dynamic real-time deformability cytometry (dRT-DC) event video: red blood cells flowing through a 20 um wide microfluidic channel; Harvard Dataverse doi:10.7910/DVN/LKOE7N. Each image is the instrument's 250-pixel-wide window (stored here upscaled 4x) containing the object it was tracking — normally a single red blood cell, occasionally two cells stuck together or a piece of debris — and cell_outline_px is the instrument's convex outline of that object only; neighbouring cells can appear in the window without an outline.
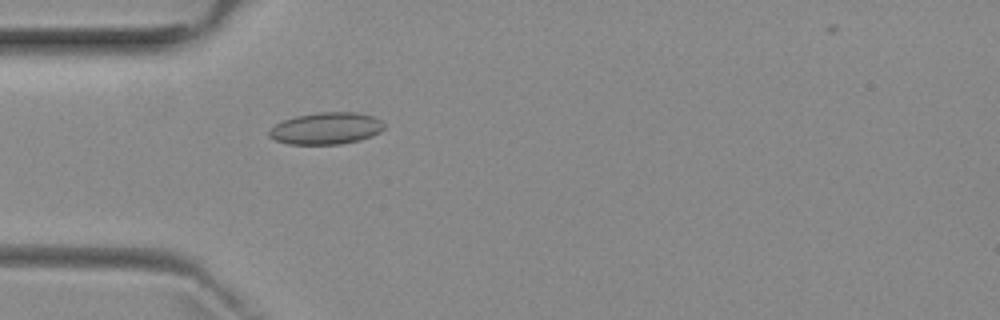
{"species": "common noctule bat (a hibernating species)", "species_latin": "Nyctalus noctula", "temperature_condition": "room temperature", "stored_images_in_passage": 3, "camera_frame_rate_fps": 3000, "um_per_image_px": 0.085, "animal": {"sex": "female", "body_mass_g": 29.2, "forearm_length_mm": 56.3}, "frame": {"image": 1, "passage_image": 3, "time_ms": 3.333, "image_size_px": [1000, 320], "cell_outline_px": [[384, 128], [380, 132], [372, 136], [360, 140], [340, 144], [288, 144], [276, 140], [268, 136], [268, 132], [276, 124], [284, 120], [296, 116], [316, 112], [356, 112], [372, 116], [380, 120], [384, 124]], "centroid_in_image_um": [27.73, 10.91], "position_along_channel_um": 57.3, "area_um2": 21.33}}